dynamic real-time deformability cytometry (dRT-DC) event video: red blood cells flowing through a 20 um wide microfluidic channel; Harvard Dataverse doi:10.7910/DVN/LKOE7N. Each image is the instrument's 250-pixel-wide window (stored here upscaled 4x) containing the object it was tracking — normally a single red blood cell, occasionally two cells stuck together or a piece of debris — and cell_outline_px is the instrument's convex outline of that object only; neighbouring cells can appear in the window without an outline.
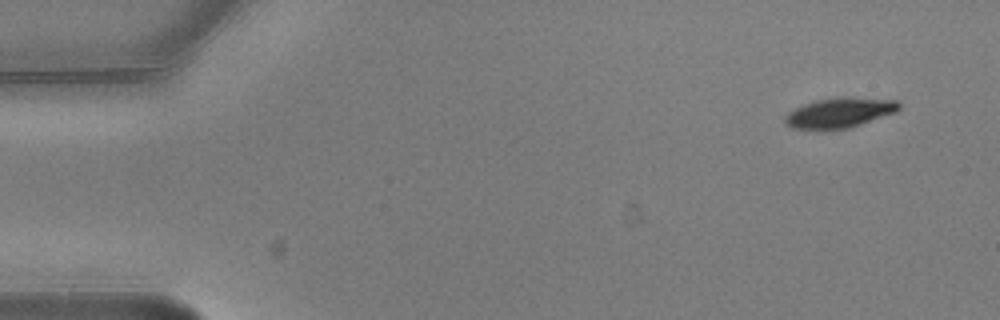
{"species": "common noctule bat (a hibernating species)", "species_latin": "Nyctalus noctula", "temperature_condition": "warm", "stored_images_in_passage": 4, "camera_frame_rate_fps": 3000, "um_per_image_px": 0.085, "animal": {"sex": "male", "body_mass_g": 20.5, "forearm_length_mm": 52.5}, "frame": {"image": 1, "passage_image": 1, "time_ms": 0.0, "image_size_px": [1000, 320], "cell_outline_px": [[900, 108], [896, 112], [848, 128], [792, 128], [784, 124], [784, 116], [788, 112], [804, 104], [816, 100], [896, 100], [900, 104]], "centroid_in_image_um": [71.3, 9.63], "position_along_channel_um": 13.7, "area_um2": 18.5}}
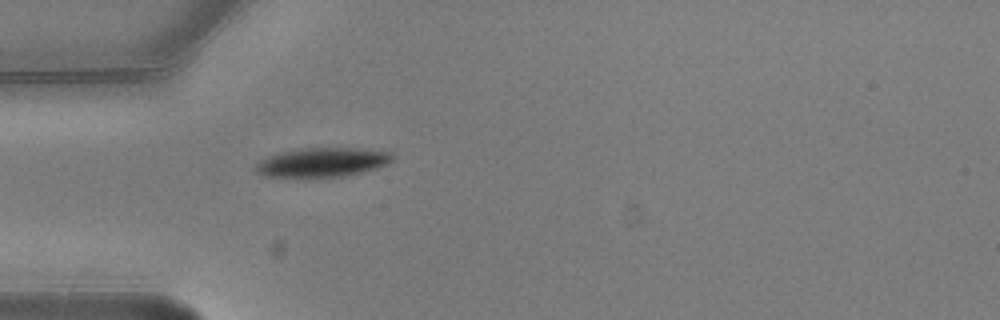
{"frame": {"image": 2, "passage_image": 4, "time_ms": 1.0, "image_size_px": [1000, 320], "cell_outline_px": [[392, 160], [388, 164], [364, 172], [344, 176], [264, 176], [256, 172], [252, 168], [260, 160], [268, 156], [280, 152], [300, 148], [360, 148], [392, 152]], "centroid_in_image_um": [27.4, 13.78], "position_along_channel_um": 57.6, "area_um2": 23.18}}